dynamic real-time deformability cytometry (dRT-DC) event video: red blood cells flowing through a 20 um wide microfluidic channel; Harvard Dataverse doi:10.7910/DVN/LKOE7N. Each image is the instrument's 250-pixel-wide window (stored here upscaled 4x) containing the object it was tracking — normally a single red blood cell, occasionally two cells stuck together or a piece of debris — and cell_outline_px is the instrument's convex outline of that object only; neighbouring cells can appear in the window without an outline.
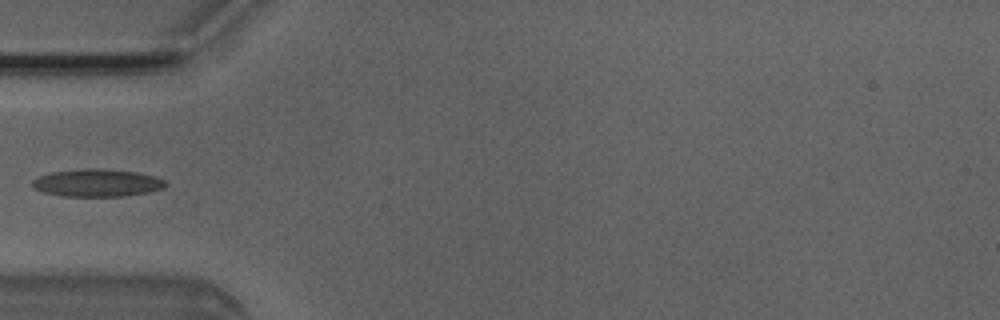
{"species": "Egyptian fruit bat (a non-hibernating species)", "species_latin": "Rousettus aegyptiacus", "temperature_condition": "room temperature", "stored_images_in_passage": 4, "camera_frame_rate_fps": 3000, "um_per_image_px": 0.085, "animal": {"sex": "male"}, "frame": {"image": 1, "passage_image": 3, "time_ms": 0.667, "image_size_px": [1000, 320], "cell_outline_px": [[168, 184], [164, 188], [148, 192], [124, 196], [60, 196], [44, 192], [32, 188], [32, 180], [40, 176], [52, 172], [84, 168], [100, 168], [136, 172], [156, 176], [164, 180]], "centroid_in_image_um": [8.26, 15.54], "position_along_channel_um": 76.7, "area_um2": 21.5}}